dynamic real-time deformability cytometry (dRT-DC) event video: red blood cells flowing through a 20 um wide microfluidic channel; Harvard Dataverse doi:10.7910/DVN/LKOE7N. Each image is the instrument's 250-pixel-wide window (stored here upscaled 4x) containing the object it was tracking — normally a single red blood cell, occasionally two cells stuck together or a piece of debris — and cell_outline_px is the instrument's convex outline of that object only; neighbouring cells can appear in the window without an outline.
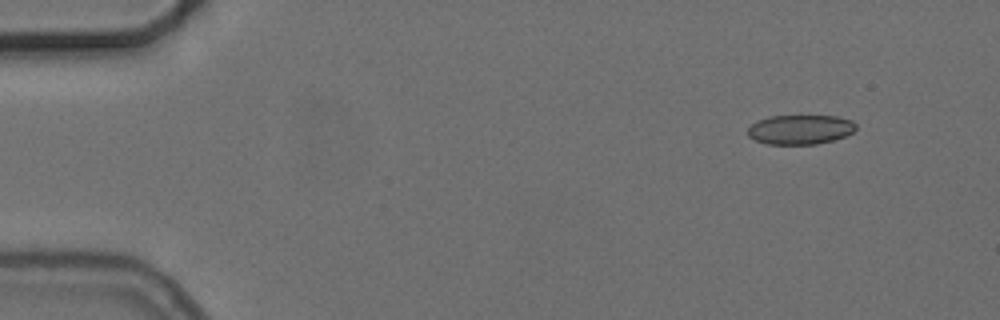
{"species": "common noctule bat (a hibernating species)", "species_latin": "Nyctalus noctula", "temperature_condition": "cold", "stored_images_in_passage": 13, "camera_frame_rate_fps": 3000, "um_per_image_px": 0.085, "animal": {"sex": "female", "body_mass_g": 24.6, "forearm_length_mm": 56.2}, "frame": {"image": 1, "passage_image": 2, "time_ms": 0.333, "image_size_px": [1000, 320], "cell_outline_px": [[856, 128], [852, 132], [844, 136], [832, 140], [816, 144], [768, 144], [756, 140], [748, 136], [748, 128], [752, 124], [768, 116], [836, 116], [852, 120], [856, 124]], "centroid_in_image_um": [68.02, 11.0], "position_along_channel_um": 17.0, "area_um2": 18.44}}
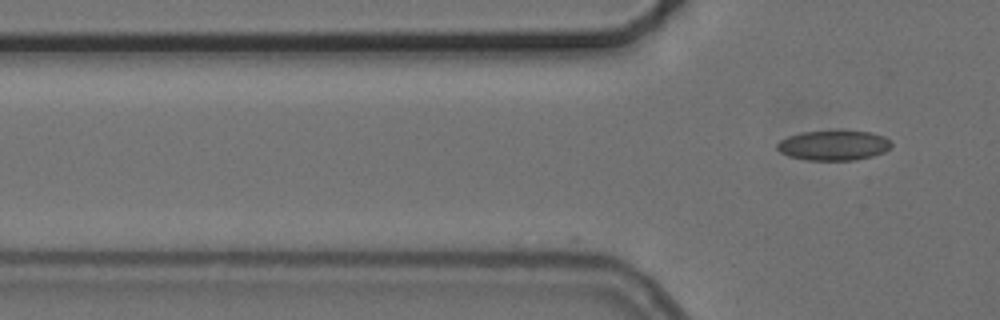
{"frame": {"image": 2, "passage_image": 13, "time_ms": 4.0, "image_size_px": [1000, 320], "cell_outline_px": [[892, 144], [884, 152], [872, 156], [856, 160], [808, 160], [788, 156], [780, 152], [776, 148], [776, 144], [780, 140], [788, 136], [800, 132], [840, 128], [872, 132], [884, 136]], "centroid_in_image_um": [70.84, 12.31], "position_along_channel_um": 55.0, "area_um2": 20.69}}